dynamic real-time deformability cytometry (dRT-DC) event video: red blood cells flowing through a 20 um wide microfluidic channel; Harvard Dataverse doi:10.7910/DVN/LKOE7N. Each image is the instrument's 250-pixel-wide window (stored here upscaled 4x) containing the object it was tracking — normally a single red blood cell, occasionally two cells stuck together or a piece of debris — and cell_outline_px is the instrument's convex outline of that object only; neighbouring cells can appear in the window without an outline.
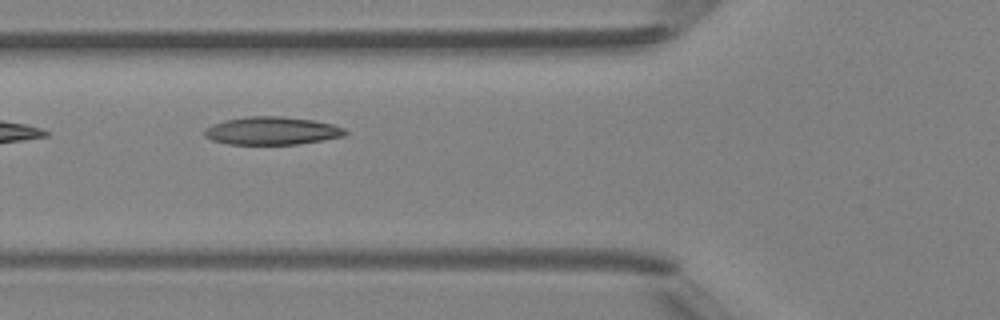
{"species": "Egyptian fruit bat (a non-hibernating species)", "species_latin": "Rousettus aegyptiacus", "temperature_condition": "room temperature", "stored_images_in_passage": 5, "camera_frame_rate_fps": 3000, "um_per_image_px": 0.085, "animal": {"sex": "female"}, "frame": {"image": 1, "passage_image": 4, "time_ms": 3.667, "image_size_px": [1000, 320], "cell_outline_px": [[348, 132], [344, 136], [324, 140], [296, 144], [228, 144], [212, 140], [204, 136], [204, 128], [212, 124], [224, 120], [244, 116], [280, 116], [312, 120], [332, 124], [344, 128]], "centroid_in_image_um": [23.08, 11.11], "position_along_channel_um": 102.7, "area_um2": 23.0}}
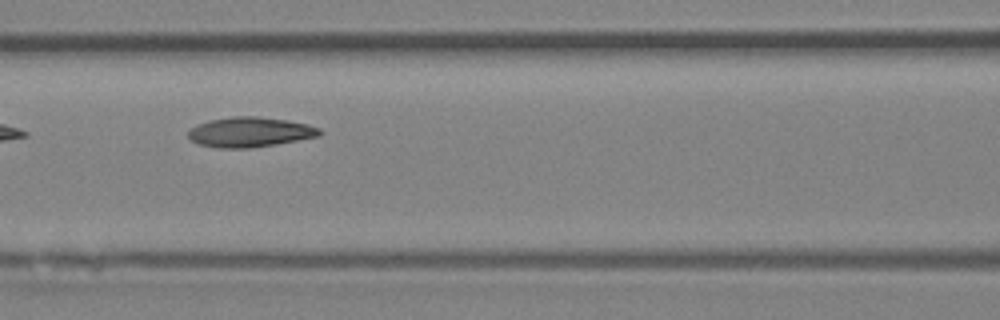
{"frame": {"image": 2, "passage_image": 5, "time_ms": 4.667, "image_size_px": [1000, 320], "cell_outline_px": [[324, 132], [320, 136], [276, 144], [248, 148], [220, 148], [196, 144], [188, 136], [188, 132], [196, 124], [208, 120], [232, 116], [256, 116], [284, 120], [308, 124], [320, 128]], "centroid_in_image_um": [21.24, 11.22], "position_along_channel_um": 145.4, "area_um2": 23.0}}